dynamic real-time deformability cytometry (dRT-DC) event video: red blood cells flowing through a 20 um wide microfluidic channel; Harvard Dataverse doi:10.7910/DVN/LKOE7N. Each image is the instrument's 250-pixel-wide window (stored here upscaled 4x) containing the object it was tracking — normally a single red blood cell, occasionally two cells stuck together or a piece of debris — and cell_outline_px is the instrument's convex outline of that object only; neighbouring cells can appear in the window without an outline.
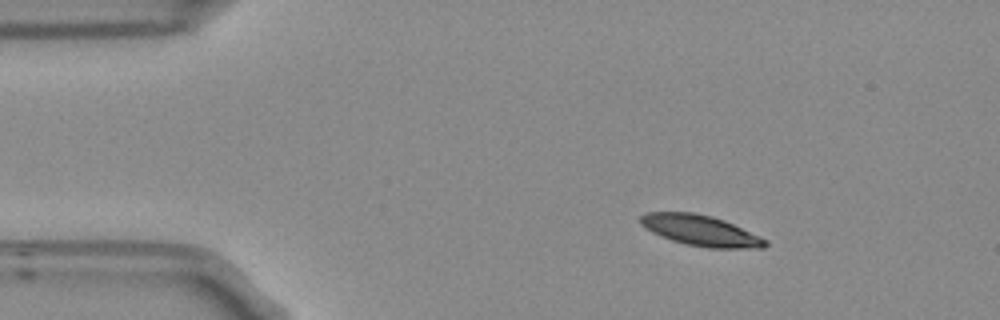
{"species": "Egyptian fruit bat (a non-hibernating species)", "species_latin": "Rousettus aegyptiacus", "temperature_condition": "room temperature", "stored_images_in_passage": 3, "camera_frame_rate_fps": 3000, "um_per_image_px": 0.085, "frame": {"image": 1, "passage_image": 1, "time_ms": 0.0, "image_size_px": [1000, 320], "cell_outline_px": [[768, 244], [764, 248], [708, 248], [688, 244], [672, 240], [652, 232], [640, 224], [640, 216], [648, 212], [692, 212], [712, 216], [724, 220], [760, 236], [768, 240]], "centroid_in_image_um": [59.57, 19.59], "position_along_channel_um": 25.4, "area_um2": 22.2}}